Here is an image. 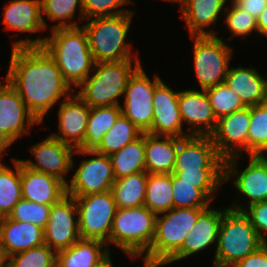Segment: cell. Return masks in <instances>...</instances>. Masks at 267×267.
<instances>
[{
    "label": "cell",
    "instance_id": "6da1fadb",
    "mask_svg": "<svg viewBox=\"0 0 267 267\" xmlns=\"http://www.w3.org/2000/svg\"><path fill=\"white\" fill-rule=\"evenodd\" d=\"M8 69L5 78L40 124L62 96L72 93L73 87L43 47L12 48Z\"/></svg>",
    "mask_w": 267,
    "mask_h": 267
},
{
    "label": "cell",
    "instance_id": "7a4b0ae2",
    "mask_svg": "<svg viewBox=\"0 0 267 267\" xmlns=\"http://www.w3.org/2000/svg\"><path fill=\"white\" fill-rule=\"evenodd\" d=\"M12 44V48L43 47L71 87H78L84 82L95 66L87 34L82 26L52 29L50 37L20 39Z\"/></svg>",
    "mask_w": 267,
    "mask_h": 267
},
{
    "label": "cell",
    "instance_id": "3957f363",
    "mask_svg": "<svg viewBox=\"0 0 267 267\" xmlns=\"http://www.w3.org/2000/svg\"><path fill=\"white\" fill-rule=\"evenodd\" d=\"M133 14L134 12L130 11L114 16L95 17L81 25L87 34L95 63L139 59L137 54L132 57V44L125 41Z\"/></svg>",
    "mask_w": 267,
    "mask_h": 267
},
{
    "label": "cell",
    "instance_id": "277c9868",
    "mask_svg": "<svg viewBox=\"0 0 267 267\" xmlns=\"http://www.w3.org/2000/svg\"><path fill=\"white\" fill-rule=\"evenodd\" d=\"M205 209L207 208H172L158 214L153 241L143 255V266H163L182 247L188 232Z\"/></svg>",
    "mask_w": 267,
    "mask_h": 267
},
{
    "label": "cell",
    "instance_id": "5b68a950",
    "mask_svg": "<svg viewBox=\"0 0 267 267\" xmlns=\"http://www.w3.org/2000/svg\"><path fill=\"white\" fill-rule=\"evenodd\" d=\"M216 244L213 265L232 267L264 242L243 211L228 208L222 215Z\"/></svg>",
    "mask_w": 267,
    "mask_h": 267
},
{
    "label": "cell",
    "instance_id": "8992f818",
    "mask_svg": "<svg viewBox=\"0 0 267 267\" xmlns=\"http://www.w3.org/2000/svg\"><path fill=\"white\" fill-rule=\"evenodd\" d=\"M120 62L95 63L93 75L78 87L76 94L90 107L120 105L119 97L124 95L130 76L141 65L140 59Z\"/></svg>",
    "mask_w": 267,
    "mask_h": 267
},
{
    "label": "cell",
    "instance_id": "52a82bcc",
    "mask_svg": "<svg viewBox=\"0 0 267 267\" xmlns=\"http://www.w3.org/2000/svg\"><path fill=\"white\" fill-rule=\"evenodd\" d=\"M156 216L145 205L118 208L113 219L110 243L132 259L143 256L154 238Z\"/></svg>",
    "mask_w": 267,
    "mask_h": 267
},
{
    "label": "cell",
    "instance_id": "ba28073f",
    "mask_svg": "<svg viewBox=\"0 0 267 267\" xmlns=\"http://www.w3.org/2000/svg\"><path fill=\"white\" fill-rule=\"evenodd\" d=\"M190 37L194 40V70L201 90L224 83L233 48L217 35Z\"/></svg>",
    "mask_w": 267,
    "mask_h": 267
},
{
    "label": "cell",
    "instance_id": "9c48e42d",
    "mask_svg": "<svg viewBox=\"0 0 267 267\" xmlns=\"http://www.w3.org/2000/svg\"><path fill=\"white\" fill-rule=\"evenodd\" d=\"M73 197L81 239L102 241L109 249L113 219L118 209L111 191Z\"/></svg>",
    "mask_w": 267,
    "mask_h": 267
},
{
    "label": "cell",
    "instance_id": "30bf717a",
    "mask_svg": "<svg viewBox=\"0 0 267 267\" xmlns=\"http://www.w3.org/2000/svg\"><path fill=\"white\" fill-rule=\"evenodd\" d=\"M0 80V153L6 150L18 137L29 134L38 120L29 112L16 89L7 81ZM3 83V84H2ZM5 150V151H4Z\"/></svg>",
    "mask_w": 267,
    "mask_h": 267
},
{
    "label": "cell",
    "instance_id": "8fae6325",
    "mask_svg": "<svg viewBox=\"0 0 267 267\" xmlns=\"http://www.w3.org/2000/svg\"><path fill=\"white\" fill-rule=\"evenodd\" d=\"M143 69L141 64L130 76L121 111L142 133H148L153 121L154 91L161 78L155 74L151 81Z\"/></svg>",
    "mask_w": 267,
    "mask_h": 267
},
{
    "label": "cell",
    "instance_id": "7c38bea8",
    "mask_svg": "<svg viewBox=\"0 0 267 267\" xmlns=\"http://www.w3.org/2000/svg\"><path fill=\"white\" fill-rule=\"evenodd\" d=\"M76 153L95 156L81 161L66 185V193L70 196H85L111 191L116 179L110 156L97 153L93 149H76Z\"/></svg>",
    "mask_w": 267,
    "mask_h": 267
},
{
    "label": "cell",
    "instance_id": "4fadbf2b",
    "mask_svg": "<svg viewBox=\"0 0 267 267\" xmlns=\"http://www.w3.org/2000/svg\"><path fill=\"white\" fill-rule=\"evenodd\" d=\"M79 239L81 236L76 200L66 194L51 205L49 219L44 229V241L51 249L58 252L71 247Z\"/></svg>",
    "mask_w": 267,
    "mask_h": 267
},
{
    "label": "cell",
    "instance_id": "5bb4252c",
    "mask_svg": "<svg viewBox=\"0 0 267 267\" xmlns=\"http://www.w3.org/2000/svg\"><path fill=\"white\" fill-rule=\"evenodd\" d=\"M238 158L240 156L224 160V182L236 177L233 185L238 194L249 199L248 206L267 201V156L250 155V161L241 173L236 167Z\"/></svg>",
    "mask_w": 267,
    "mask_h": 267
},
{
    "label": "cell",
    "instance_id": "9a60e30c",
    "mask_svg": "<svg viewBox=\"0 0 267 267\" xmlns=\"http://www.w3.org/2000/svg\"><path fill=\"white\" fill-rule=\"evenodd\" d=\"M75 150L72 146L49 135L30 148L35 162L30 159H20V161L26 167L54 176L67 185L69 181L64 176L74 166L73 154H75Z\"/></svg>",
    "mask_w": 267,
    "mask_h": 267
},
{
    "label": "cell",
    "instance_id": "2e32d148",
    "mask_svg": "<svg viewBox=\"0 0 267 267\" xmlns=\"http://www.w3.org/2000/svg\"><path fill=\"white\" fill-rule=\"evenodd\" d=\"M250 128V107L234 111L218 119L211 135L219 155L224 159L248 154V129Z\"/></svg>",
    "mask_w": 267,
    "mask_h": 267
},
{
    "label": "cell",
    "instance_id": "e0dca14e",
    "mask_svg": "<svg viewBox=\"0 0 267 267\" xmlns=\"http://www.w3.org/2000/svg\"><path fill=\"white\" fill-rule=\"evenodd\" d=\"M185 170H224L211 136L190 135L178 142L173 171Z\"/></svg>",
    "mask_w": 267,
    "mask_h": 267
},
{
    "label": "cell",
    "instance_id": "ac0fdd59",
    "mask_svg": "<svg viewBox=\"0 0 267 267\" xmlns=\"http://www.w3.org/2000/svg\"><path fill=\"white\" fill-rule=\"evenodd\" d=\"M178 94L179 91L174 92L162 80L156 84L153 97V121L148 133L178 138L190 136L188 131H183Z\"/></svg>",
    "mask_w": 267,
    "mask_h": 267
},
{
    "label": "cell",
    "instance_id": "d6986e66",
    "mask_svg": "<svg viewBox=\"0 0 267 267\" xmlns=\"http://www.w3.org/2000/svg\"><path fill=\"white\" fill-rule=\"evenodd\" d=\"M58 110L59 134L50 135L75 149H85V132L90 106L73 92L64 98Z\"/></svg>",
    "mask_w": 267,
    "mask_h": 267
},
{
    "label": "cell",
    "instance_id": "ffe728a7",
    "mask_svg": "<svg viewBox=\"0 0 267 267\" xmlns=\"http://www.w3.org/2000/svg\"><path fill=\"white\" fill-rule=\"evenodd\" d=\"M178 103L182 123L189 125V135L211 136L217 126L212 106L205 90L179 91Z\"/></svg>",
    "mask_w": 267,
    "mask_h": 267
},
{
    "label": "cell",
    "instance_id": "44dd1931",
    "mask_svg": "<svg viewBox=\"0 0 267 267\" xmlns=\"http://www.w3.org/2000/svg\"><path fill=\"white\" fill-rule=\"evenodd\" d=\"M228 209H205L188 232L182 247L164 264L181 260L202 251L217 242L218 231L223 213Z\"/></svg>",
    "mask_w": 267,
    "mask_h": 267
},
{
    "label": "cell",
    "instance_id": "7402d4cb",
    "mask_svg": "<svg viewBox=\"0 0 267 267\" xmlns=\"http://www.w3.org/2000/svg\"><path fill=\"white\" fill-rule=\"evenodd\" d=\"M22 199L52 205L66 193V185L54 176L30 169L21 162Z\"/></svg>",
    "mask_w": 267,
    "mask_h": 267
},
{
    "label": "cell",
    "instance_id": "603a6c76",
    "mask_svg": "<svg viewBox=\"0 0 267 267\" xmlns=\"http://www.w3.org/2000/svg\"><path fill=\"white\" fill-rule=\"evenodd\" d=\"M44 244V229L35 224L7 217L1 226L0 245L5 258Z\"/></svg>",
    "mask_w": 267,
    "mask_h": 267
},
{
    "label": "cell",
    "instance_id": "cb8c5ba5",
    "mask_svg": "<svg viewBox=\"0 0 267 267\" xmlns=\"http://www.w3.org/2000/svg\"><path fill=\"white\" fill-rule=\"evenodd\" d=\"M266 79L254 67L238 66L229 67L224 83L251 107L267 102Z\"/></svg>",
    "mask_w": 267,
    "mask_h": 267
},
{
    "label": "cell",
    "instance_id": "d4e9b609",
    "mask_svg": "<svg viewBox=\"0 0 267 267\" xmlns=\"http://www.w3.org/2000/svg\"><path fill=\"white\" fill-rule=\"evenodd\" d=\"M225 3L226 0H184L180 6L181 17L190 36L216 35L209 26L217 22Z\"/></svg>",
    "mask_w": 267,
    "mask_h": 267
},
{
    "label": "cell",
    "instance_id": "484cf974",
    "mask_svg": "<svg viewBox=\"0 0 267 267\" xmlns=\"http://www.w3.org/2000/svg\"><path fill=\"white\" fill-rule=\"evenodd\" d=\"M5 29L35 33L46 30L42 20L41 0H11L4 6Z\"/></svg>",
    "mask_w": 267,
    "mask_h": 267
},
{
    "label": "cell",
    "instance_id": "4316f807",
    "mask_svg": "<svg viewBox=\"0 0 267 267\" xmlns=\"http://www.w3.org/2000/svg\"><path fill=\"white\" fill-rule=\"evenodd\" d=\"M181 139L145 133L146 172L149 174H172L178 142Z\"/></svg>",
    "mask_w": 267,
    "mask_h": 267
},
{
    "label": "cell",
    "instance_id": "83f0119b",
    "mask_svg": "<svg viewBox=\"0 0 267 267\" xmlns=\"http://www.w3.org/2000/svg\"><path fill=\"white\" fill-rule=\"evenodd\" d=\"M109 253L102 241L79 239L71 247L57 252L56 267H95Z\"/></svg>",
    "mask_w": 267,
    "mask_h": 267
},
{
    "label": "cell",
    "instance_id": "f1b7e54d",
    "mask_svg": "<svg viewBox=\"0 0 267 267\" xmlns=\"http://www.w3.org/2000/svg\"><path fill=\"white\" fill-rule=\"evenodd\" d=\"M148 173L142 171L116 179L111 187L117 208H133L144 205Z\"/></svg>",
    "mask_w": 267,
    "mask_h": 267
},
{
    "label": "cell",
    "instance_id": "f546056e",
    "mask_svg": "<svg viewBox=\"0 0 267 267\" xmlns=\"http://www.w3.org/2000/svg\"><path fill=\"white\" fill-rule=\"evenodd\" d=\"M115 179L146 171L145 133L110 155Z\"/></svg>",
    "mask_w": 267,
    "mask_h": 267
},
{
    "label": "cell",
    "instance_id": "4dcf8cb0",
    "mask_svg": "<svg viewBox=\"0 0 267 267\" xmlns=\"http://www.w3.org/2000/svg\"><path fill=\"white\" fill-rule=\"evenodd\" d=\"M121 114V105L90 107L85 132V149H93Z\"/></svg>",
    "mask_w": 267,
    "mask_h": 267
},
{
    "label": "cell",
    "instance_id": "1f68e13d",
    "mask_svg": "<svg viewBox=\"0 0 267 267\" xmlns=\"http://www.w3.org/2000/svg\"><path fill=\"white\" fill-rule=\"evenodd\" d=\"M3 155H0V159ZM12 161L15 171L0 162V209L7 217L22 199L21 161L16 158Z\"/></svg>",
    "mask_w": 267,
    "mask_h": 267
},
{
    "label": "cell",
    "instance_id": "d6a6232c",
    "mask_svg": "<svg viewBox=\"0 0 267 267\" xmlns=\"http://www.w3.org/2000/svg\"><path fill=\"white\" fill-rule=\"evenodd\" d=\"M143 133L123 114H121L113 127L102 137L93 148L97 153L110 156L121 150L128 143L139 138Z\"/></svg>",
    "mask_w": 267,
    "mask_h": 267
},
{
    "label": "cell",
    "instance_id": "836d02e7",
    "mask_svg": "<svg viewBox=\"0 0 267 267\" xmlns=\"http://www.w3.org/2000/svg\"><path fill=\"white\" fill-rule=\"evenodd\" d=\"M171 174H149L144 205L156 215L173 208Z\"/></svg>",
    "mask_w": 267,
    "mask_h": 267
},
{
    "label": "cell",
    "instance_id": "e575fe53",
    "mask_svg": "<svg viewBox=\"0 0 267 267\" xmlns=\"http://www.w3.org/2000/svg\"><path fill=\"white\" fill-rule=\"evenodd\" d=\"M77 7L80 9L78 10L80 11L79 20H84L82 0H41L42 20L45 28H47V23L43 14L52 22H58L51 26V30L56 28L79 27L80 25L76 21H70L74 19V15L78 9Z\"/></svg>",
    "mask_w": 267,
    "mask_h": 267
},
{
    "label": "cell",
    "instance_id": "d590c367",
    "mask_svg": "<svg viewBox=\"0 0 267 267\" xmlns=\"http://www.w3.org/2000/svg\"><path fill=\"white\" fill-rule=\"evenodd\" d=\"M267 156V102L250 107L248 156Z\"/></svg>",
    "mask_w": 267,
    "mask_h": 267
},
{
    "label": "cell",
    "instance_id": "8d00e7d4",
    "mask_svg": "<svg viewBox=\"0 0 267 267\" xmlns=\"http://www.w3.org/2000/svg\"><path fill=\"white\" fill-rule=\"evenodd\" d=\"M179 178V182L197 184L211 201H213L216 190L224 184V170H185L173 171Z\"/></svg>",
    "mask_w": 267,
    "mask_h": 267
},
{
    "label": "cell",
    "instance_id": "74e56055",
    "mask_svg": "<svg viewBox=\"0 0 267 267\" xmlns=\"http://www.w3.org/2000/svg\"><path fill=\"white\" fill-rule=\"evenodd\" d=\"M57 252L44 244L5 258V267H56Z\"/></svg>",
    "mask_w": 267,
    "mask_h": 267
},
{
    "label": "cell",
    "instance_id": "f35d334b",
    "mask_svg": "<svg viewBox=\"0 0 267 267\" xmlns=\"http://www.w3.org/2000/svg\"><path fill=\"white\" fill-rule=\"evenodd\" d=\"M173 188V208H209L212 201L200 190L197 184L179 182L175 174H171Z\"/></svg>",
    "mask_w": 267,
    "mask_h": 267
},
{
    "label": "cell",
    "instance_id": "ab89813d",
    "mask_svg": "<svg viewBox=\"0 0 267 267\" xmlns=\"http://www.w3.org/2000/svg\"><path fill=\"white\" fill-rule=\"evenodd\" d=\"M205 91L217 119L246 107L240 97L225 83L218 84Z\"/></svg>",
    "mask_w": 267,
    "mask_h": 267
},
{
    "label": "cell",
    "instance_id": "60d3db41",
    "mask_svg": "<svg viewBox=\"0 0 267 267\" xmlns=\"http://www.w3.org/2000/svg\"><path fill=\"white\" fill-rule=\"evenodd\" d=\"M51 205L38 204L25 199H20L8 218L20 222H30L43 229L49 219Z\"/></svg>",
    "mask_w": 267,
    "mask_h": 267
},
{
    "label": "cell",
    "instance_id": "b9f144b4",
    "mask_svg": "<svg viewBox=\"0 0 267 267\" xmlns=\"http://www.w3.org/2000/svg\"><path fill=\"white\" fill-rule=\"evenodd\" d=\"M226 9L221 14L226 17L225 22L232 33L231 37L240 36L244 37L243 39L245 40L250 33L254 31L258 32L257 19L250 13L245 10H240L234 4Z\"/></svg>",
    "mask_w": 267,
    "mask_h": 267
},
{
    "label": "cell",
    "instance_id": "7bdbcfd3",
    "mask_svg": "<svg viewBox=\"0 0 267 267\" xmlns=\"http://www.w3.org/2000/svg\"><path fill=\"white\" fill-rule=\"evenodd\" d=\"M131 2V0H82L84 20L130 12L128 9L120 7ZM118 8L120 9L118 10Z\"/></svg>",
    "mask_w": 267,
    "mask_h": 267
},
{
    "label": "cell",
    "instance_id": "ee69618b",
    "mask_svg": "<svg viewBox=\"0 0 267 267\" xmlns=\"http://www.w3.org/2000/svg\"><path fill=\"white\" fill-rule=\"evenodd\" d=\"M238 203L239 202H234L228 208L243 211V213L249 218L250 223L256 230L258 236L264 243H267L266 236H264L267 234V201L254 203L248 207H245V203Z\"/></svg>",
    "mask_w": 267,
    "mask_h": 267
},
{
    "label": "cell",
    "instance_id": "f6af8a7d",
    "mask_svg": "<svg viewBox=\"0 0 267 267\" xmlns=\"http://www.w3.org/2000/svg\"><path fill=\"white\" fill-rule=\"evenodd\" d=\"M232 267H267V243Z\"/></svg>",
    "mask_w": 267,
    "mask_h": 267
},
{
    "label": "cell",
    "instance_id": "bcb514c9",
    "mask_svg": "<svg viewBox=\"0 0 267 267\" xmlns=\"http://www.w3.org/2000/svg\"><path fill=\"white\" fill-rule=\"evenodd\" d=\"M233 4L240 10H245L257 18L264 8L267 7V0H237Z\"/></svg>",
    "mask_w": 267,
    "mask_h": 267
},
{
    "label": "cell",
    "instance_id": "7dc6e473",
    "mask_svg": "<svg viewBox=\"0 0 267 267\" xmlns=\"http://www.w3.org/2000/svg\"><path fill=\"white\" fill-rule=\"evenodd\" d=\"M257 19V29L260 36L267 37V7L260 13Z\"/></svg>",
    "mask_w": 267,
    "mask_h": 267
},
{
    "label": "cell",
    "instance_id": "c3c4849f",
    "mask_svg": "<svg viewBox=\"0 0 267 267\" xmlns=\"http://www.w3.org/2000/svg\"><path fill=\"white\" fill-rule=\"evenodd\" d=\"M95 267H113L110 253L105 256Z\"/></svg>",
    "mask_w": 267,
    "mask_h": 267
},
{
    "label": "cell",
    "instance_id": "681fc988",
    "mask_svg": "<svg viewBox=\"0 0 267 267\" xmlns=\"http://www.w3.org/2000/svg\"><path fill=\"white\" fill-rule=\"evenodd\" d=\"M0 267H5V257L3 255L1 245H0Z\"/></svg>",
    "mask_w": 267,
    "mask_h": 267
},
{
    "label": "cell",
    "instance_id": "f907efd6",
    "mask_svg": "<svg viewBox=\"0 0 267 267\" xmlns=\"http://www.w3.org/2000/svg\"><path fill=\"white\" fill-rule=\"evenodd\" d=\"M6 218H7V216L0 209V229H1V226L4 223V221H5Z\"/></svg>",
    "mask_w": 267,
    "mask_h": 267
},
{
    "label": "cell",
    "instance_id": "816d5d0a",
    "mask_svg": "<svg viewBox=\"0 0 267 267\" xmlns=\"http://www.w3.org/2000/svg\"><path fill=\"white\" fill-rule=\"evenodd\" d=\"M165 1H167V2H180V4L182 5L183 4V2H184V0H165Z\"/></svg>",
    "mask_w": 267,
    "mask_h": 267
},
{
    "label": "cell",
    "instance_id": "f5cc1de1",
    "mask_svg": "<svg viewBox=\"0 0 267 267\" xmlns=\"http://www.w3.org/2000/svg\"><path fill=\"white\" fill-rule=\"evenodd\" d=\"M232 1V3H230V4H233L234 2H236L237 0H231ZM226 2H227V0H226Z\"/></svg>",
    "mask_w": 267,
    "mask_h": 267
}]
</instances>
